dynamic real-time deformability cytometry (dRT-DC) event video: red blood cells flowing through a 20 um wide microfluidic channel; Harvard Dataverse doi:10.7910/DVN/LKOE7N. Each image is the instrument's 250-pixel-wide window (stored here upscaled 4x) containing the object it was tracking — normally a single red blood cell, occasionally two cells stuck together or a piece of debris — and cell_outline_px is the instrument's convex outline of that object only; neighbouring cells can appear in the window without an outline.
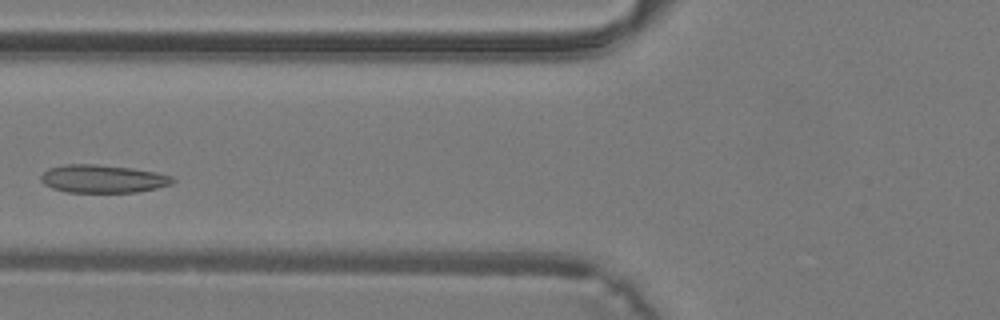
{"species": "common noctule bat (a hibernating species)", "species_latin": "Nyctalus noctula", "temperature_condition": "warm", "stored_images_in_passage": 28, "camera_frame_rate_fps": 3000, "um_per_image_px": 0.085, "animal": {"sex": "male", "body_mass_g": 19.2, "forearm_length_mm": 51.8}, "frame": {"image": 1, "passage_image": 8, "time_ms": 2.333, "image_size_px": [1000, 320], "cell_outline_px": [[176, 180], [172, 184], [156, 188], [136, 192], [68, 192], [52, 188], [44, 184], [40, 180], [40, 176], [48, 168], [64, 164], [96, 164], [132, 168], [156, 172], [172, 176]], "centroid_in_image_um": [8.73, 15.19], "position_along_channel_um": 117.1, "area_um2": 21.56}}
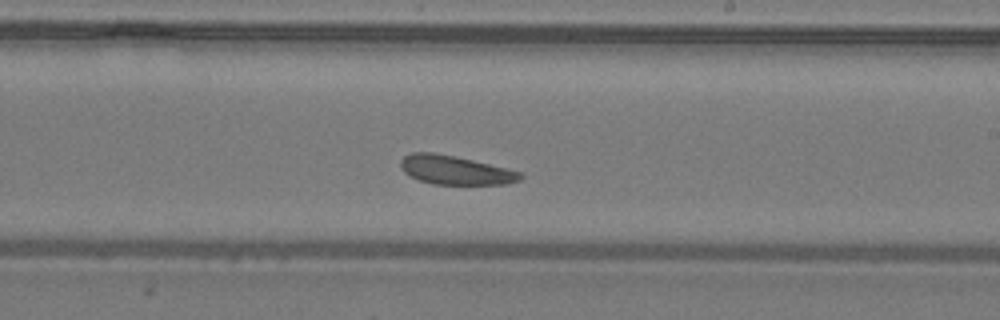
{"frame": {"image": 2, "passage_image": 16, "time_ms": 5.0, "image_size_px": [1000, 320], "cell_outline_px": [[524, 176], [520, 180], [504, 184], [432, 184], [408, 176], [400, 168], [400, 160], [404, 156], [412, 152], [432, 152], [472, 160], [520, 172]], "centroid_in_image_um": [38.63, 14.46], "position_along_channel_um": 250.4, "area_um2": 19.94}}
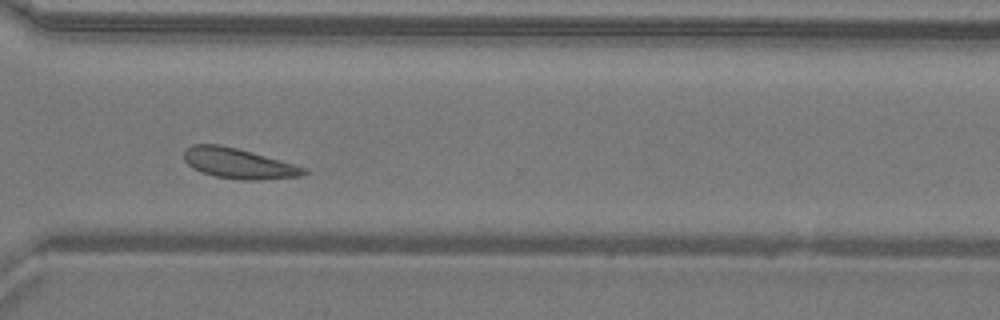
{"frame": {"image": 3, "passage_image": 22, "time_ms": 7.0, "image_size_px": [1000, 320], "cell_outline_px": [[308, 172], [300, 176], [260, 180], [240, 180], [216, 176], [200, 172], [192, 168], [184, 160], [184, 148], [192, 144], [220, 144], [252, 152], [308, 168]], "centroid_in_image_um": [20.25, 13.89], "position_along_channel_um": 350.4, "area_um2": 21.27}}